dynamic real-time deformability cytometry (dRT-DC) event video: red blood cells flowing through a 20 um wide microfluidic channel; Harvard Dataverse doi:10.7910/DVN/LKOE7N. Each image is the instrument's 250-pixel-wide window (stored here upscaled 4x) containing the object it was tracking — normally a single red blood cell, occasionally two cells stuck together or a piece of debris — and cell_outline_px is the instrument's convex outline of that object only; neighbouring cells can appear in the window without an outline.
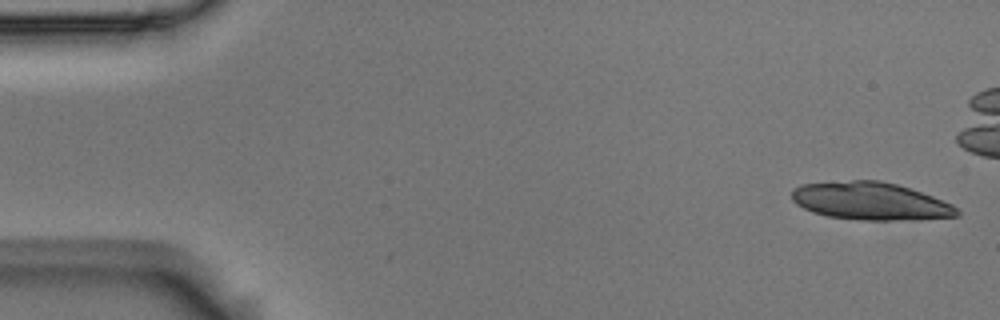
{"species": "Egyptian fruit bat (a non-hibernating species)", "species_latin": "Rousettus aegyptiacus", "temperature_condition": "room temperature", "stored_images_in_passage": 24, "camera_frame_rate_fps": 3000, "um_per_image_px": 0.085, "animal": {"sex": "male"}, "frame": {"image": 1, "passage_image": 1, "time_ms": 0.0, "image_size_px": [1000, 320], "cell_outline_px": [[960, 216], [892, 220], [860, 220], [828, 216], [812, 212], [796, 204], [792, 200], [792, 188], [800, 184], [852, 180], [880, 180], [912, 188], [952, 204], [960, 212]], "centroid_in_image_um": [73.95, 17.08], "position_along_channel_um": 11.0, "area_um2": 36.24}}
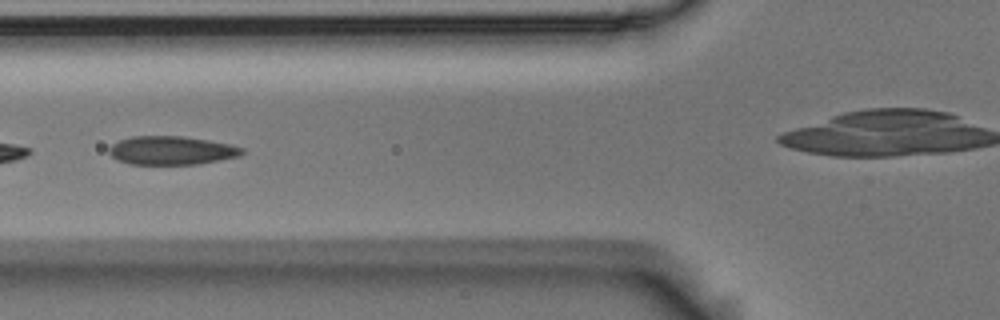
{"frame": {"image": 2, "passage_image": 20, "time_ms": 6.333, "image_size_px": [1000, 320], "cell_outline_px": [[244, 152], [240, 156], [196, 164], [128, 164], [116, 160], [108, 152], [108, 148], [112, 144], [120, 140], [132, 136], [184, 136], [232, 144], [244, 148]], "centroid_in_image_um": [14.57, 12.78], "position_along_channel_um": 111.2, "area_um2": 22.25}}